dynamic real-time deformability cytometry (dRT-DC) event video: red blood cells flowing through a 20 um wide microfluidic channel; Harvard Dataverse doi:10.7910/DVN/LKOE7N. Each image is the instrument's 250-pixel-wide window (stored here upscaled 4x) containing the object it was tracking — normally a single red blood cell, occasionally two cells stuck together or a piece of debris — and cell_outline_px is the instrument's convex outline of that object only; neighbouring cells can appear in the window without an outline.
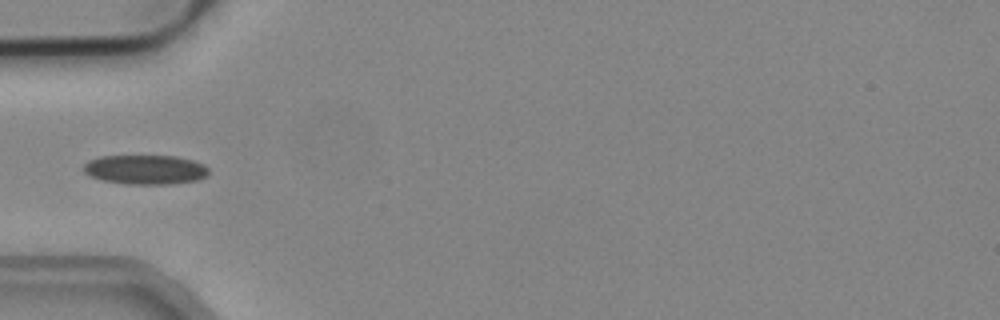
{"species": "common noctule bat (a hibernating species)", "species_latin": "Nyctalus noctula", "temperature_condition": "cold", "stored_images_in_passage": 5, "camera_frame_rate_fps": 3000, "um_per_image_px": 0.085, "animal": {"sex": "male", "body_mass_g": 19.2, "forearm_length_mm": 51.8}, "frame": {"image": 1, "passage_image": 4, "time_ms": 1.0, "image_size_px": [1000, 320], "cell_outline_px": [[208, 176], [196, 180], [168, 184], [124, 184], [100, 180], [88, 176], [84, 172], [84, 164], [88, 160], [100, 156], [176, 156], [192, 160], [204, 164], [208, 168]], "centroid_in_image_um": [12.32, 14.42], "position_along_channel_um": 72.7, "area_um2": 21.62}}